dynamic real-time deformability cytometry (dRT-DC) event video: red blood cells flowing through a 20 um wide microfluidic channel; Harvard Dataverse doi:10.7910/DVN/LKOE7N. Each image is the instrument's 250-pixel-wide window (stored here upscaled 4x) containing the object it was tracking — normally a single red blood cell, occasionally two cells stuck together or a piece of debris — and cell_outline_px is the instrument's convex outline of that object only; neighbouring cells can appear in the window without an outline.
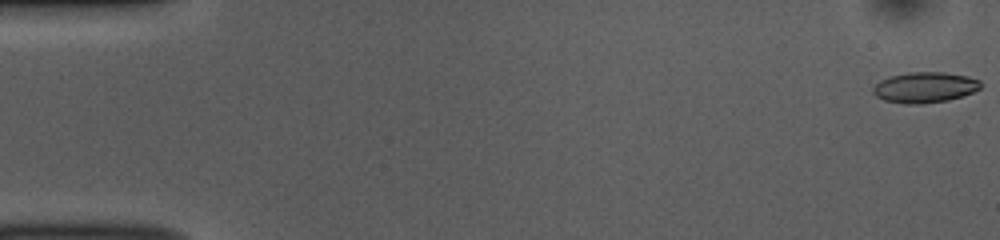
{"species": "common noctule bat (a hibernating species)", "species_latin": "Nyctalus noctula", "temperature_condition": "room temperature", "stored_images_in_passage": 52, "camera_frame_rate_fps": 3000, "um_per_image_px": 0.085, "animal": {"sex": "female", "body_mass_g": 10.0, "forearm_length_mm": 53.1}, "frame": {"image": 1, "passage_image": 1, "time_ms": 0.0, "image_size_px": [1000, 240], "cell_outline_px": [[980, 88], [972, 92], [948, 100], [924, 104], [904, 104], [884, 100], [876, 96], [872, 92], [872, 88], [880, 80], [892, 76], [908, 72], [944, 72], [968, 76], [980, 80]], "centroid_in_image_um": [78.58, 7.43], "position_along_channel_um": 6.4, "area_um2": 19.19}}
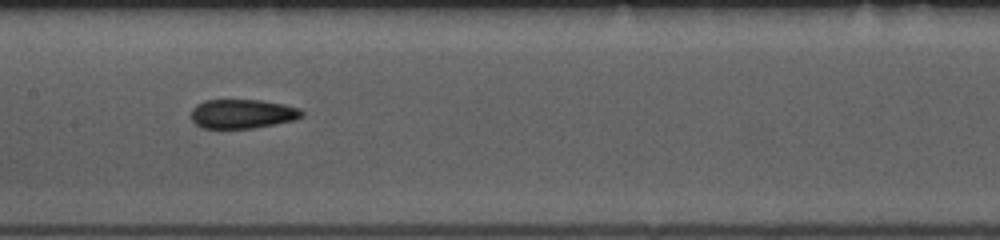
{"frame": {"image": 2, "passage_image": 26, "time_ms": 8.333, "image_size_px": [1000, 240], "cell_outline_px": [[304, 116], [296, 120], [252, 128], [204, 128], [196, 124], [192, 120], [192, 108], [196, 104], [204, 100], [260, 100], [284, 104], [300, 108], [304, 112]], "centroid_in_image_um": [20.64, 9.67], "position_along_channel_um": 186.8, "area_um2": 18.9}}
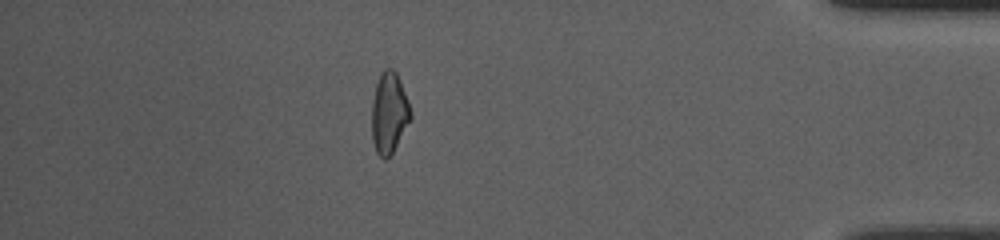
{"frame": {"image": 3, "passage_image": 46, "time_ms": 15.0, "image_size_px": [1000, 240], "cell_outline_px": [[412, 116], [392, 152], [384, 160], [376, 152], [372, 140], [372, 100], [376, 84], [384, 68], [392, 68], [396, 72], [400, 80], [412, 112]], "centroid_in_image_um": [33.06, 9.58], "position_along_channel_um": 402.1, "area_um2": 18.09}, "authors_computed_cell_mechanics": {"area_um2": 18.785, "velocity_mm_per_s": 3.8537, "shape_relaxation_time_tau1_ms": 4.0515, "shape_relaxation_time_tau2_ms": 2.1942, "deformation_change_tau1": 0.1388, "deformation_change_tau2": 0.0977}}